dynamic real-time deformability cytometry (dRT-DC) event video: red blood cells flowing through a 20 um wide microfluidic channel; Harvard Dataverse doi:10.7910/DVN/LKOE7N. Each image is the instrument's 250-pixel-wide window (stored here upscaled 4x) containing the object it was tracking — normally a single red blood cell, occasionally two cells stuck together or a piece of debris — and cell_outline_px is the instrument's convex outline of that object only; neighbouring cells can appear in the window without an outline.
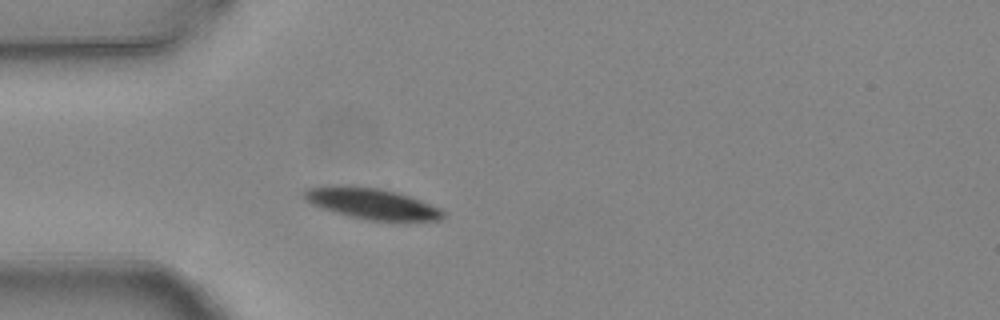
{"species": "common noctule bat (a hibernating species)", "species_latin": "Nyctalus noctula", "temperature_condition": "warm", "stored_images_in_passage": 3, "camera_frame_rate_fps": 3000, "um_per_image_px": 0.085, "animal": {"sex": "female", "body_mass_g": 24.6, "forearm_length_mm": 56.2}, "frame": {"image": 1, "passage_image": 3, "time_ms": 0.667, "image_size_px": [1000, 320], "cell_outline_px": [[444, 216], [440, 220], [368, 220], [348, 216], [320, 208], [304, 200], [304, 188], [332, 184], [352, 184], [380, 188], [396, 192], [420, 200], [440, 208], [444, 212]], "centroid_in_image_um": [31.5, 17.27], "position_along_channel_um": 53.5, "area_um2": 25.37}}